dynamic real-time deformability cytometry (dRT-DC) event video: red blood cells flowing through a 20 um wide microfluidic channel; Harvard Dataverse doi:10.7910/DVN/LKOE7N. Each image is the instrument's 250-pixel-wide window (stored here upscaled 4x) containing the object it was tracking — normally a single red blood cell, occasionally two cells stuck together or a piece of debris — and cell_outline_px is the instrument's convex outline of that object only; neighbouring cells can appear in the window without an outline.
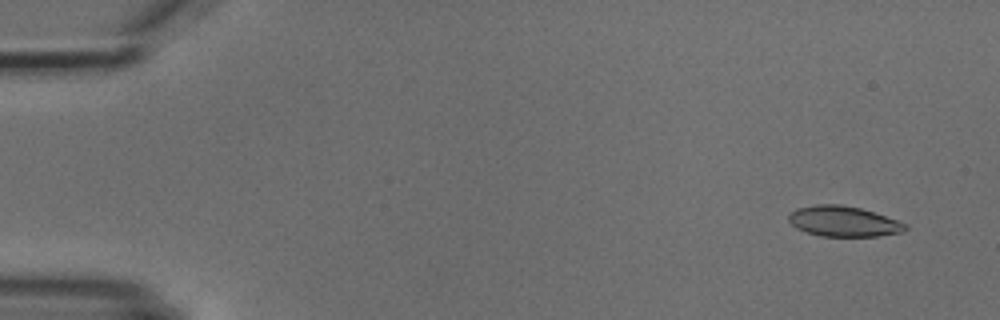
{"species": "common noctule bat (a hibernating species)", "species_latin": "Nyctalus noctula", "temperature_condition": "cold", "stored_images_in_passage": 8, "camera_frame_rate_fps": 3000, "um_per_image_px": 0.085, "animal": {"sex": "male", "body_mass_g": 18.8}, "frame": {"image": 1, "passage_image": 1, "time_ms": 0.0, "image_size_px": [1000, 320], "cell_outline_px": [[908, 228], [904, 232], [880, 236], [820, 236], [796, 228], [788, 220], [788, 216], [796, 208], [816, 204], [840, 204], [860, 208], [908, 224]], "centroid_in_image_um": [71.7, 18.82], "position_along_channel_um": 13.3, "area_um2": 20.63}}
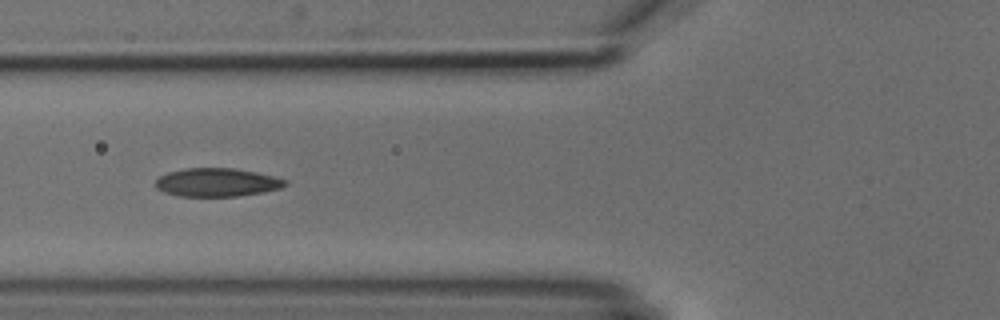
{"frame": {"image": 2, "passage_image": 6, "time_ms": 5.667, "image_size_px": [1000, 320], "cell_outline_px": [[288, 184], [280, 188], [264, 192], [236, 196], [180, 196], [164, 192], [156, 188], [156, 180], [160, 176], [168, 172], [188, 168], [232, 168], [256, 172], [276, 176], [288, 180]], "centroid_in_image_um": [18.48, 15.5], "position_along_channel_um": 107.3, "area_um2": 21.44}}
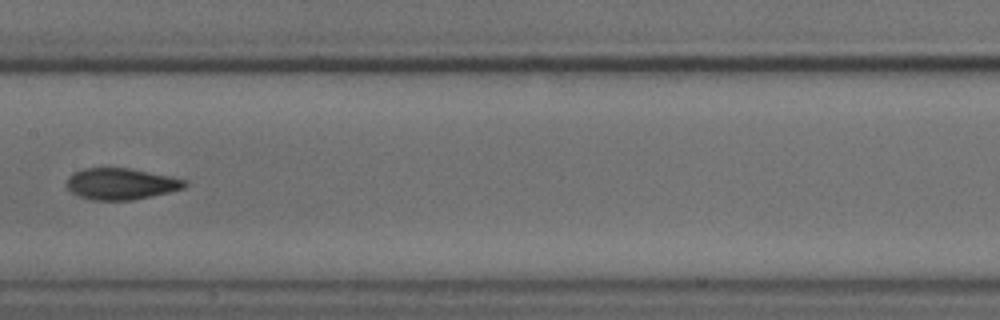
{"frame": {"image": 3, "passage_image": 8, "time_ms": 8.0, "image_size_px": [1000, 320], "cell_outline_px": [[188, 184], [184, 188], [152, 196], [132, 200], [92, 200], [80, 196], [72, 192], [64, 184], [68, 176], [72, 172], [84, 168], [128, 168], [172, 176], [188, 180]], "centroid_in_image_um": [10.28, 15.62], "position_along_channel_um": 197.1, "area_um2": 21.79}}